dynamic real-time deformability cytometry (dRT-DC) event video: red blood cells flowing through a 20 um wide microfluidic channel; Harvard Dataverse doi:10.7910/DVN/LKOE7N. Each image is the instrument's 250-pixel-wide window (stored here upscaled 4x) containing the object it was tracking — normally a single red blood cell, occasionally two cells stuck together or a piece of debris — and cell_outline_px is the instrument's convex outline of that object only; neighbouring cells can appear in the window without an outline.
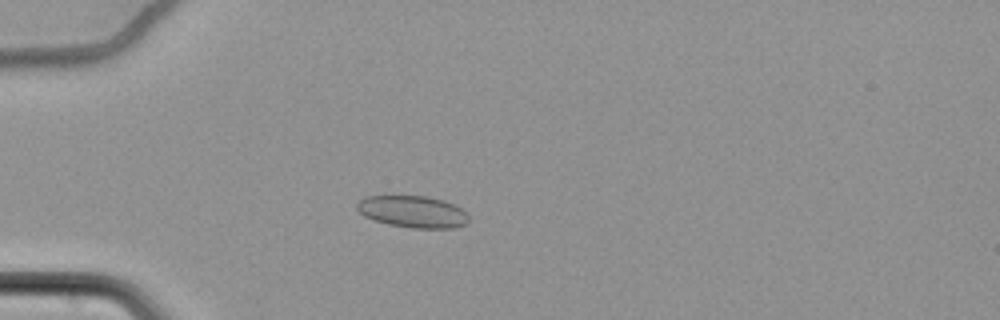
{"species": "common noctule bat (a hibernating species)", "species_latin": "Nyctalus noctula", "temperature_condition": "cold", "stored_images_in_passage": 65, "camera_frame_rate_fps": 3000, "um_per_image_px": 0.085, "animal": {"sex": "female", "body_mass_g": 22.7, "forearm_length_mm": 54.2}, "frame": {"image": 1, "passage_image": 22, "time_ms": 7.0, "image_size_px": [1000, 320], "cell_outline_px": [[468, 224], [456, 228], [412, 228], [388, 224], [364, 216], [356, 208], [356, 204], [364, 196], [428, 196], [444, 200], [468, 212]], "centroid_in_image_um": [35.12, 17.99], "position_along_channel_um": 49.9, "area_um2": 20.87}}
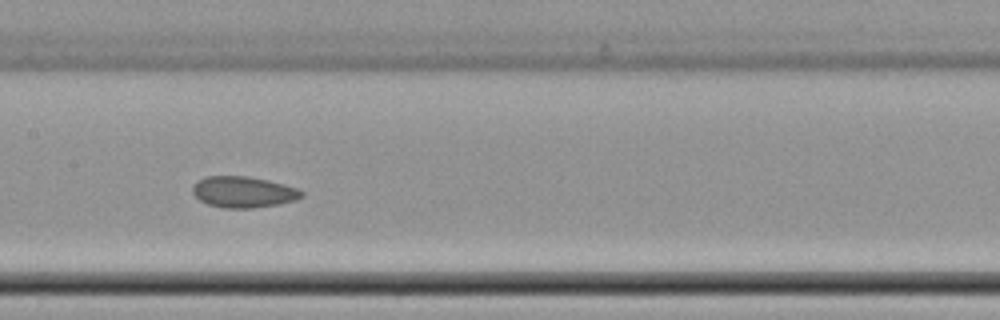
{"frame": {"image": 2, "passage_image": 36, "time_ms": 11.667, "image_size_px": [1000, 320], "cell_outline_px": [[304, 196], [296, 200], [280, 204], [252, 208], [220, 208], [208, 204], [200, 200], [192, 192], [192, 188], [204, 176], [248, 176], [268, 180], [284, 184], [296, 188], [304, 192]], "centroid_in_image_um": [20.71, 16.32], "position_along_channel_um": 186.7, "area_um2": 19.83}}
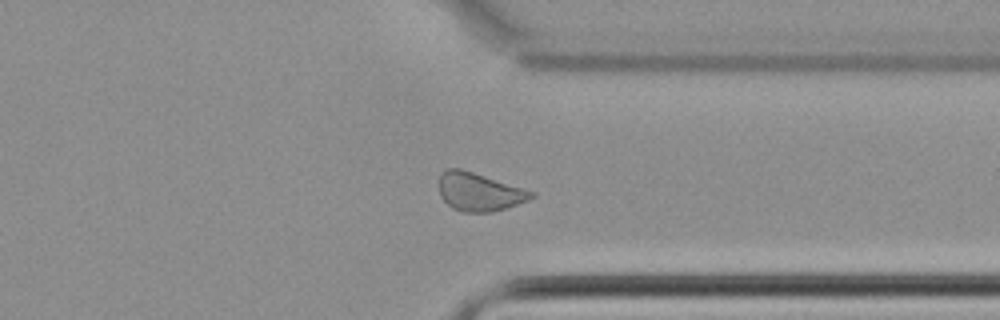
{"frame": {"image": 3, "passage_image": 52, "time_ms": 17.0, "image_size_px": [1000, 320], "cell_outline_px": [[536, 196], [528, 200], [492, 212], [460, 212], [452, 208], [440, 196], [440, 172], [448, 168], [460, 168], [536, 192]], "centroid_in_image_um": [40.72, 16.31], "position_along_channel_um": 370.7, "area_um2": 20.46}, "authors_computed_cell_mechanics": {"area_um2": 20.9236, "velocity_mm_per_s": 3.4486, "shape_relaxation_time_tau1_ms": null, "shape_relaxation_time_tau2_ms": 2.0523, "deformation_change_tau1": null, "deformation_change_tau2": 0.0616}}